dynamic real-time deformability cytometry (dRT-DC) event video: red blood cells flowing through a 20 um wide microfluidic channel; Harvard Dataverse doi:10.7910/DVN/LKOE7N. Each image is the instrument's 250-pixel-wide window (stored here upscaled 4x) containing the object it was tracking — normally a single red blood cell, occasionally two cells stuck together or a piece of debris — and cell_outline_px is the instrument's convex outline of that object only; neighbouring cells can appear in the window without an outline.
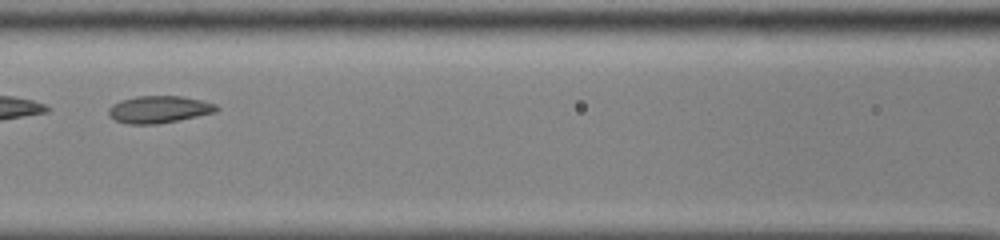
{"species": "common noctule bat (a hibernating species)", "species_latin": "Nyctalus noctula", "temperature_condition": "cold", "stored_images_in_passage": 39, "camera_frame_rate_fps": 3000, "um_per_image_px": 0.085, "animal": {"sex": "male", "body_mass_g": 13.0, "forearm_length_mm": 53.1}, "frame": {"image": 1, "passage_image": 12, "time_ms": 3.667, "image_size_px": [1000, 240], "cell_outline_px": [[220, 108], [216, 112], [156, 124], [128, 124], [116, 120], [108, 116], [108, 108], [112, 104], [136, 96], [180, 96], [200, 100], [216, 104]], "centroid_in_image_um": [13.49, 9.3], "position_along_channel_um": 153.1, "area_um2": 16.88}, "authors_computed_cell_mechanics": {"area_um2": 17.9758, "velocity_mm_per_s": 3.864, "shape_relaxation_time_tau1_ms": null, "shape_relaxation_time_tau2_ms": 1.6776, "deformation_change_tau1": null, "deformation_change_tau2": 0.0421}}